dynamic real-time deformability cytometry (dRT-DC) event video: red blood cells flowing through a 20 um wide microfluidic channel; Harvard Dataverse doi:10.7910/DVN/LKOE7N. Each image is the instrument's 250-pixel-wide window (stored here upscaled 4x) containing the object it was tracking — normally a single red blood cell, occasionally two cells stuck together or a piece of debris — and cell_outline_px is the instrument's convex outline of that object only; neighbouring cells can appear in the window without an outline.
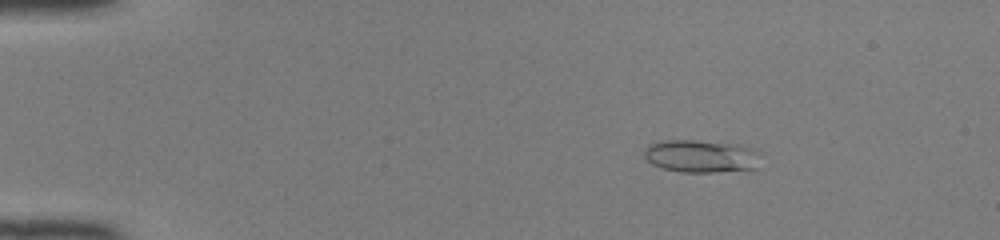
{"species": "common noctule bat (a hibernating species)", "species_latin": "Nyctalus noctula", "temperature_condition": "room temperature", "stored_images_in_passage": 49, "camera_frame_rate_fps": 3000, "um_per_image_px": 0.085, "animal": {"sex": "female", "body_mass_g": 22.0, "forearm_length_mm": 56.7}, "frame": {"image": 1, "passage_image": 8, "time_ms": 2.333, "image_size_px": [1000, 240], "cell_outline_px": [[764, 152], [756, 168], [748, 172], [680, 172], [664, 168], [652, 164], [644, 156], [644, 148], [648, 144], [664, 140], [692, 140], [732, 144]], "centroid_in_image_um": [59.66, 13.3], "position_along_channel_um": 25.3, "area_um2": 22.66}}
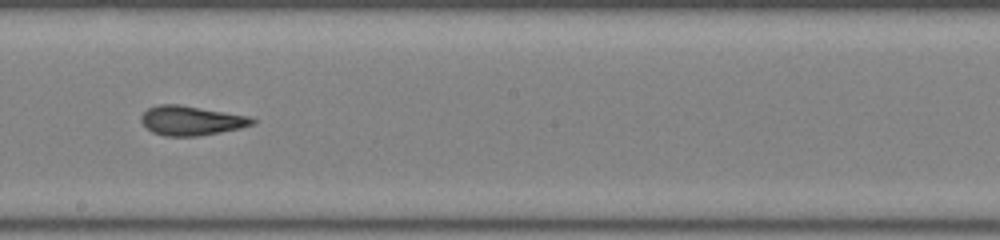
{"frame": {"image": 2, "passage_image": 29, "time_ms": 9.333, "image_size_px": [1000, 240], "cell_outline_px": [[256, 124], [240, 128], [220, 132], [196, 136], [164, 136], [152, 132], [140, 120], [140, 116], [148, 108], [160, 104], [180, 104], [248, 116], [256, 120]], "centroid_in_image_um": [16.25, 10.25], "position_along_channel_um": 231.9, "area_um2": 19.02}}
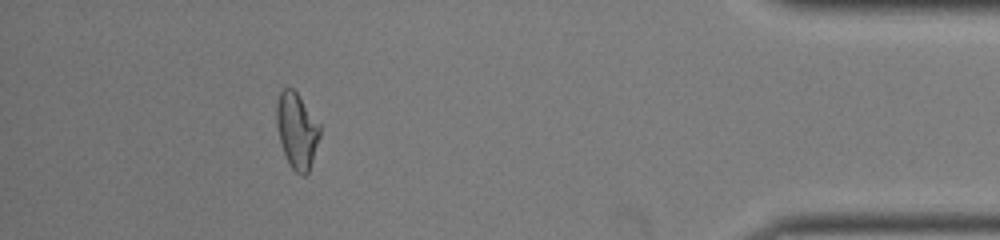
{"frame": {"image": 3, "passage_image": 45, "time_ms": 14.667, "image_size_px": [1000, 240], "cell_outline_px": [[320, 136], [308, 172], [304, 176], [296, 172], [288, 164], [280, 140], [276, 124], [276, 104], [280, 92], [284, 88], [292, 88], [296, 92], [320, 124]], "centroid_in_image_um": [25.22, 11.09], "position_along_channel_um": 410.0, "area_um2": 18.9}, "authors_computed_cell_mechanics": {"area_um2": 19.3052, "velocity_mm_per_s": 4.1632, "shape_relaxation_time_tau1_ms": 6.9583, "shape_relaxation_time_tau2_ms": 1.3744, "deformation_change_tau1": 0.2291, "deformation_change_tau2": 0.0985}}